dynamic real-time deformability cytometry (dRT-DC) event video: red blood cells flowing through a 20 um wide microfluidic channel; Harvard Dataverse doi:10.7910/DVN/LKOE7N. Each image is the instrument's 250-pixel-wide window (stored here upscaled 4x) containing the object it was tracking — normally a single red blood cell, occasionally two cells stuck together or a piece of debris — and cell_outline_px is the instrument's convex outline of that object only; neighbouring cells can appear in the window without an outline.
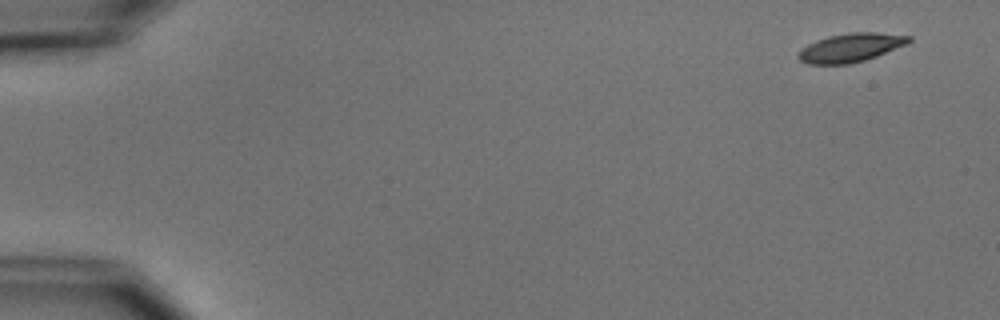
{"species": "common noctule bat (a hibernating species)", "species_latin": "Nyctalus noctula", "temperature_condition": "cold", "stored_images_in_passage": 4, "camera_frame_rate_fps": 3000, "um_per_image_px": 0.085, "animal": {"sex": "male", "body_mass_g": 15.6}, "frame": {"image": 1, "passage_image": 1, "time_ms": 0.0, "image_size_px": [1000, 320], "cell_outline_px": [[912, 40], [908, 44], [876, 56], [864, 60], [848, 64], [808, 64], [800, 60], [796, 56], [800, 48], [816, 40], [828, 36], [848, 32], [876, 32], [912, 36]], "centroid_in_image_um": [72.3, 4.04], "position_along_channel_um": 12.7, "area_um2": 18.61}}
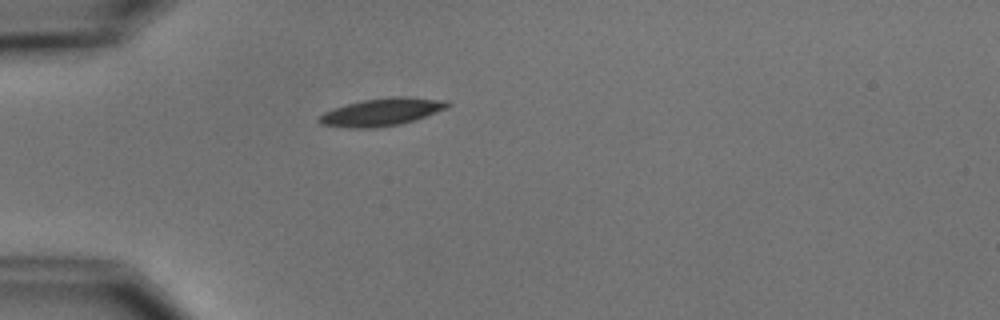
{"frame": {"image": 2, "passage_image": 4, "time_ms": 4.333, "image_size_px": [1000, 320], "cell_outline_px": [[452, 104], [448, 108], [400, 124], [376, 128], [348, 128], [320, 124], [316, 120], [324, 112], [360, 100], [388, 96], [408, 96], [448, 100]], "centroid_in_image_um": [32.47, 9.5], "position_along_channel_um": 52.5, "area_um2": 20.81}}